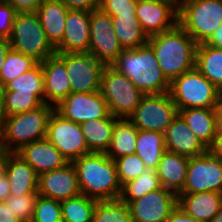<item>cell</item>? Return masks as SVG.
Instances as JSON below:
<instances>
[{
	"label": "cell",
	"mask_w": 222,
	"mask_h": 222,
	"mask_svg": "<svg viewBox=\"0 0 222 222\" xmlns=\"http://www.w3.org/2000/svg\"><path fill=\"white\" fill-rule=\"evenodd\" d=\"M147 43L170 83L195 67L198 44L179 24L170 30L148 37Z\"/></svg>",
	"instance_id": "cell-1"
},
{
	"label": "cell",
	"mask_w": 222,
	"mask_h": 222,
	"mask_svg": "<svg viewBox=\"0 0 222 222\" xmlns=\"http://www.w3.org/2000/svg\"><path fill=\"white\" fill-rule=\"evenodd\" d=\"M81 194L97 201L119 199L121 184L116 163L105 153H89L72 162Z\"/></svg>",
	"instance_id": "cell-2"
},
{
	"label": "cell",
	"mask_w": 222,
	"mask_h": 222,
	"mask_svg": "<svg viewBox=\"0 0 222 222\" xmlns=\"http://www.w3.org/2000/svg\"><path fill=\"white\" fill-rule=\"evenodd\" d=\"M111 66L129 78L144 95L168 93L170 90V82L162 73L148 43L124 49Z\"/></svg>",
	"instance_id": "cell-3"
},
{
	"label": "cell",
	"mask_w": 222,
	"mask_h": 222,
	"mask_svg": "<svg viewBox=\"0 0 222 222\" xmlns=\"http://www.w3.org/2000/svg\"><path fill=\"white\" fill-rule=\"evenodd\" d=\"M55 107L47 103L38 108L0 117V144L12 152L47 135L48 120Z\"/></svg>",
	"instance_id": "cell-4"
},
{
	"label": "cell",
	"mask_w": 222,
	"mask_h": 222,
	"mask_svg": "<svg viewBox=\"0 0 222 222\" xmlns=\"http://www.w3.org/2000/svg\"><path fill=\"white\" fill-rule=\"evenodd\" d=\"M169 93L177 110L218 108L221 92L195 67L170 83Z\"/></svg>",
	"instance_id": "cell-5"
},
{
	"label": "cell",
	"mask_w": 222,
	"mask_h": 222,
	"mask_svg": "<svg viewBox=\"0 0 222 222\" xmlns=\"http://www.w3.org/2000/svg\"><path fill=\"white\" fill-rule=\"evenodd\" d=\"M178 10V24L198 45L222 24V0H183Z\"/></svg>",
	"instance_id": "cell-6"
},
{
	"label": "cell",
	"mask_w": 222,
	"mask_h": 222,
	"mask_svg": "<svg viewBox=\"0 0 222 222\" xmlns=\"http://www.w3.org/2000/svg\"><path fill=\"white\" fill-rule=\"evenodd\" d=\"M7 41L13 50L32 57L38 63L56 54L36 12L17 13Z\"/></svg>",
	"instance_id": "cell-7"
},
{
	"label": "cell",
	"mask_w": 222,
	"mask_h": 222,
	"mask_svg": "<svg viewBox=\"0 0 222 222\" xmlns=\"http://www.w3.org/2000/svg\"><path fill=\"white\" fill-rule=\"evenodd\" d=\"M100 92L107 102L110 114L127 119L144 96L129 78L112 66H105L102 71Z\"/></svg>",
	"instance_id": "cell-8"
},
{
	"label": "cell",
	"mask_w": 222,
	"mask_h": 222,
	"mask_svg": "<svg viewBox=\"0 0 222 222\" xmlns=\"http://www.w3.org/2000/svg\"><path fill=\"white\" fill-rule=\"evenodd\" d=\"M178 115L170 93L144 95L134 113L128 118L138 130L165 133Z\"/></svg>",
	"instance_id": "cell-9"
},
{
	"label": "cell",
	"mask_w": 222,
	"mask_h": 222,
	"mask_svg": "<svg viewBox=\"0 0 222 222\" xmlns=\"http://www.w3.org/2000/svg\"><path fill=\"white\" fill-rule=\"evenodd\" d=\"M205 191L222 193V160L209 150L189 158L184 188L179 194Z\"/></svg>",
	"instance_id": "cell-10"
},
{
	"label": "cell",
	"mask_w": 222,
	"mask_h": 222,
	"mask_svg": "<svg viewBox=\"0 0 222 222\" xmlns=\"http://www.w3.org/2000/svg\"><path fill=\"white\" fill-rule=\"evenodd\" d=\"M123 50L111 16L100 8L90 11L89 53L104 66H111Z\"/></svg>",
	"instance_id": "cell-11"
},
{
	"label": "cell",
	"mask_w": 222,
	"mask_h": 222,
	"mask_svg": "<svg viewBox=\"0 0 222 222\" xmlns=\"http://www.w3.org/2000/svg\"><path fill=\"white\" fill-rule=\"evenodd\" d=\"M46 138L68 162L90 153L80 124L64 119L55 110L48 120Z\"/></svg>",
	"instance_id": "cell-12"
},
{
	"label": "cell",
	"mask_w": 222,
	"mask_h": 222,
	"mask_svg": "<svg viewBox=\"0 0 222 222\" xmlns=\"http://www.w3.org/2000/svg\"><path fill=\"white\" fill-rule=\"evenodd\" d=\"M64 62L72 92L100 90L104 65L87 53H56Z\"/></svg>",
	"instance_id": "cell-13"
},
{
	"label": "cell",
	"mask_w": 222,
	"mask_h": 222,
	"mask_svg": "<svg viewBox=\"0 0 222 222\" xmlns=\"http://www.w3.org/2000/svg\"><path fill=\"white\" fill-rule=\"evenodd\" d=\"M55 111L64 119L78 124L110 115L107 102L102 97L100 90L96 92H71L55 106Z\"/></svg>",
	"instance_id": "cell-14"
},
{
	"label": "cell",
	"mask_w": 222,
	"mask_h": 222,
	"mask_svg": "<svg viewBox=\"0 0 222 222\" xmlns=\"http://www.w3.org/2000/svg\"><path fill=\"white\" fill-rule=\"evenodd\" d=\"M135 14L143 32L150 37L175 27L179 10L166 0H138Z\"/></svg>",
	"instance_id": "cell-15"
},
{
	"label": "cell",
	"mask_w": 222,
	"mask_h": 222,
	"mask_svg": "<svg viewBox=\"0 0 222 222\" xmlns=\"http://www.w3.org/2000/svg\"><path fill=\"white\" fill-rule=\"evenodd\" d=\"M127 205L133 222H165L177 206V195L161 187Z\"/></svg>",
	"instance_id": "cell-16"
},
{
	"label": "cell",
	"mask_w": 222,
	"mask_h": 222,
	"mask_svg": "<svg viewBox=\"0 0 222 222\" xmlns=\"http://www.w3.org/2000/svg\"><path fill=\"white\" fill-rule=\"evenodd\" d=\"M38 194L60 202L80 195L77 173L72 162H68L61 168L40 174Z\"/></svg>",
	"instance_id": "cell-17"
},
{
	"label": "cell",
	"mask_w": 222,
	"mask_h": 222,
	"mask_svg": "<svg viewBox=\"0 0 222 222\" xmlns=\"http://www.w3.org/2000/svg\"><path fill=\"white\" fill-rule=\"evenodd\" d=\"M90 43V11L69 9L64 35L56 53H87Z\"/></svg>",
	"instance_id": "cell-18"
},
{
	"label": "cell",
	"mask_w": 222,
	"mask_h": 222,
	"mask_svg": "<svg viewBox=\"0 0 222 222\" xmlns=\"http://www.w3.org/2000/svg\"><path fill=\"white\" fill-rule=\"evenodd\" d=\"M40 64L44 76L45 103L55 107L72 92L65 62L54 54Z\"/></svg>",
	"instance_id": "cell-19"
},
{
	"label": "cell",
	"mask_w": 222,
	"mask_h": 222,
	"mask_svg": "<svg viewBox=\"0 0 222 222\" xmlns=\"http://www.w3.org/2000/svg\"><path fill=\"white\" fill-rule=\"evenodd\" d=\"M164 138L167 151L189 158L200 156L208 151V148L193 133L179 114L167 127Z\"/></svg>",
	"instance_id": "cell-20"
},
{
	"label": "cell",
	"mask_w": 222,
	"mask_h": 222,
	"mask_svg": "<svg viewBox=\"0 0 222 222\" xmlns=\"http://www.w3.org/2000/svg\"><path fill=\"white\" fill-rule=\"evenodd\" d=\"M40 175L63 167L68 161L60 151L45 137L24 145L16 152Z\"/></svg>",
	"instance_id": "cell-21"
},
{
	"label": "cell",
	"mask_w": 222,
	"mask_h": 222,
	"mask_svg": "<svg viewBox=\"0 0 222 222\" xmlns=\"http://www.w3.org/2000/svg\"><path fill=\"white\" fill-rule=\"evenodd\" d=\"M177 205L189 216L202 222H210L222 208V193L205 191L178 194Z\"/></svg>",
	"instance_id": "cell-22"
},
{
	"label": "cell",
	"mask_w": 222,
	"mask_h": 222,
	"mask_svg": "<svg viewBox=\"0 0 222 222\" xmlns=\"http://www.w3.org/2000/svg\"><path fill=\"white\" fill-rule=\"evenodd\" d=\"M68 11L60 0H42L36 10L46 37L54 48L62 41Z\"/></svg>",
	"instance_id": "cell-23"
},
{
	"label": "cell",
	"mask_w": 222,
	"mask_h": 222,
	"mask_svg": "<svg viewBox=\"0 0 222 222\" xmlns=\"http://www.w3.org/2000/svg\"><path fill=\"white\" fill-rule=\"evenodd\" d=\"M189 157L165 151L156 169L160 184L178 195L184 188Z\"/></svg>",
	"instance_id": "cell-24"
},
{
	"label": "cell",
	"mask_w": 222,
	"mask_h": 222,
	"mask_svg": "<svg viewBox=\"0 0 222 222\" xmlns=\"http://www.w3.org/2000/svg\"><path fill=\"white\" fill-rule=\"evenodd\" d=\"M6 176L10 184L11 195L38 193L39 175L16 152L10 156Z\"/></svg>",
	"instance_id": "cell-25"
},
{
	"label": "cell",
	"mask_w": 222,
	"mask_h": 222,
	"mask_svg": "<svg viewBox=\"0 0 222 222\" xmlns=\"http://www.w3.org/2000/svg\"><path fill=\"white\" fill-rule=\"evenodd\" d=\"M193 133L209 148L214 141L217 126V108H187L178 110Z\"/></svg>",
	"instance_id": "cell-26"
},
{
	"label": "cell",
	"mask_w": 222,
	"mask_h": 222,
	"mask_svg": "<svg viewBox=\"0 0 222 222\" xmlns=\"http://www.w3.org/2000/svg\"><path fill=\"white\" fill-rule=\"evenodd\" d=\"M118 118L108 117L92 119L80 124L90 153H106L111 144L114 123Z\"/></svg>",
	"instance_id": "cell-27"
},
{
	"label": "cell",
	"mask_w": 222,
	"mask_h": 222,
	"mask_svg": "<svg viewBox=\"0 0 222 222\" xmlns=\"http://www.w3.org/2000/svg\"><path fill=\"white\" fill-rule=\"evenodd\" d=\"M138 129L127 118H118L114 123L108 157L115 160L121 156L135 154Z\"/></svg>",
	"instance_id": "cell-28"
},
{
	"label": "cell",
	"mask_w": 222,
	"mask_h": 222,
	"mask_svg": "<svg viewBox=\"0 0 222 222\" xmlns=\"http://www.w3.org/2000/svg\"><path fill=\"white\" fill-rule=\"evenodd\" d=\"M136 151L147 169L156 170L166 151L164 133L151 130H138Z\"/></svg>",
	"instance_id": "cell-29"
},
{
	"label": "cell",
	"mask_w": 222,
	"mask_h": 222,
	"mask_svg": "<svg viewBox=\"0 0 222 222\" xmlns=\"http://www.w3.org/2000/svg\"><path fill=\"white\" fill-rule=\"evenodd\" d=\"M195 68L222 91V49L205 43L197 45Z\"/></svg>",
	"instance_id": "cell-30"
},
{
	"label": "cell",
	"mask_w": 222,
	"mask_h": 222,
	"mask_svg": "<svg viewBox=\"0 0 222 222\" xmlns=\"http://www.w3.org/2000/svg\"><path fill=\"white\" fill-rule=\"evenodd\" d=\"M111 18L114 32L123 49H134L147 43L148 36L143 32L136 14H125Z\"/></svg>",
	"instance_id": "cell-31"
},
{
	"label": "cell",
	"mask_w": 222,
	"mask_h": 222,
	"mask_svg": "<svg viewBox=\"0 0 222 222\" xmlns=\"http://www.w3.org/2000/svg\"><path fill=\"white\" fill-rule=\"evenodd\" d=\"M5 94L39 96L45 102L44 76L40 63L5 85Z\"/></svg>",
	"instance_id": "cell-32"
},
{
	"label": "cell",
	"mask_w": 222,
	"mask_h": 222,
	"mask_svg": "<svg viewBox=\"0 0 222 222\" xmlns=\"http://www.w3.org/2000/svg\"><path fill=\"white\" fill-rule=\"evenodd\" d=\"M161 187L156 170L146 169L139 177L122 185L119 199L128 204Z\"/></svg>",
	"instance_id": "cell-33"
},
{
	"label": "cell",
	"mask_w": 222,
	"mask_h": 222,
	"mask_svg": "<svg viewBox=\"0 0 222 222\" xmlns=\"http://www.w3.org/2000/svg\"><path fill=\"white\" fill-rule=\"evenodd\" d=\"M63 222H92L97 200L84 194L60 202Z\"/></svg>",
	"instance_id": "cell-34"
},
{
	"label": "cell",
	"mask_w": 222,
	"mask_h": 222,
	"mask_svg": "<svg viewBox=\"0 0 222 222\" xmlns=\"http://www.w3.org/2000/svg\"><path fill=\"white\" fill-rule=\"evenodd\" d=\"M92 222H133L128 205L120 199L97 201Z\"/></svg>",
	"instance_id": "cell-35"
},
{
	"label": "cell",
	"mask_w": 222,
	"mask_h": 222,
	"mask_svg": "<svg viewBox=\"0 0 222 222\" xmlns=\"http://www.w3.org/2000/svg\"><path fill=\"white\" fill-rule=\"evenodd\" d=\"M38 62L12 48L8 52L0 73V81L6 85L23 73L31 70Z\"/></svg>",
	"instance_id": "cell-36"
},
{
	"label": "cell",
	"mask_w": 222,
	"mask_h": 222,
	"mask_svg": "<svg viewBox=\"0 0 222 222\" xmlns=\"http://www.w3.org/2000/svg\"><path fill=\"white\" fill-rule=\"evenodd\" d=\"M45 102L39 96H23L15 94H5L0 117L19 114L34 110Z\"/></svg>",
	"instance_id": "cell-37"
},
{
	"label": "cell",
	"mask_w": 222,
	"mask_h": 222,
	"mask_svg": "<svg viewBox=\"0 0 222 222\" xmlns=\"http://www.w3.org/2000/svg\"><path fill=\"white\" fill-rule=\"evenodd\" d=\"M114 161L121 186L130 180L136 179L147 169L142 159L136 154L124 155Z\"/></svg>",
	"instance_id": "cell-38"
},
{
	"label": "cell",
	"mask_w": 222,
	"mask_h": 222,
	"mask_svg": "<svg viewBox=\"0 0 222 222\" xmlns=\"http://www.w3.org/2000/svg\"><path fill=\"white\" fill-rule=\"evenodd\" d=\"M31 222H63L60 201L38 195Z\"/></svg>",
	"instance_id": "cell-39"
},
{
	"label": "cell",
	"mask_w": 222,
	"mask_h": 222,
	"mask_svg": "<svg viewBox=\"0 0 222 222\" xmlns=\"http://www.w3.org/2000/svg\"><path fill=\"white\" fill-rule=\"evenodd\" d=\"M38 193L11 195L5 202L21 222H31Z\"/></svg>",
	"instance_id": "cell-40"
},
{
	"label": "cell",
	"mask_w": 222,
	"mask_h": 222,
	"mask_svg": "<svg viewBox=\"0 0 222 222\" xmlns=\"http://www.w3.org/2000/svg\"><path fill=\"white\" fill-rule=\"evenodd\" d=\"M138 0H101L100 9L110 15L135 14Z\"/></svg>",
	"instance_id": "cell-41"
},
{
	"label": "cell",
	"mask_w": 222,
	"mask_h": 222,
	"mask_svg": "<svg viewBox=\"0 0 222 222\" xmlns=\"http://www.w3.org/2000/svg\"><path fill=\"white\" fill-rule=\"evenodd\" d=\"M17 12L5 1L0 0V40H7Z\"/></svg>",
	"instance_id": "cell-42"
},
{
	"label": "cell",
	"mask_w": 222,
	"mask_h": 222,
	"mask_svg": "<svg viewBox=\"0 0 222 222\" xmlns=\"http://www.w3.org/2000/svg\"><path fill=\"white\" fill-rule=\"evenodd\" d=\"M68 9L92 11L100 7L101 0H60Z\"/></svg>",
	"instance_id": "cell-43"
},
{
	"label": "cell",
	"mask_w": 222,
	"mask_h": 222,
	"mask_svg": "<svg viewBox=\"0 0 222 222\" xmlns=\"http://www.w3.org/2000/svg\"><path fill=\"white\" fill-rule=\"evenodd\" d=\"M8 2L17 13L36 12L42 0H2Z\"/></svg>",
	"instance_id": "cell-44"
},
{
	"label": "cell",
	"mask_w": 222,
	"mask_h": 222,
	"mask_svg": "<svg viewBox=\"0 0 222 222\" xmlns=\"http://www.w3.org/2000/svg\"><path fill=\"white\" fill-rule=\"evenodd\" d=\"M13 153L0 144V184H5L8 161Z\"/></svg>",
	"instance_id": "cell-45"
},
{
	"label": "cell",
	"mask_w": 222,
	"mask_h": 222,
	"mask_svg": "<svg viewBox=\"0 0 222 222\" xmlns=\"http://www.w3.org/2000/svg\"><path fill=\"white\" fill-rule=\"evenodd\" d=\"M165 222H202L185 213L178 205L170 212Z\"/></svg>",
	"instance_id": "cell-46"
},
{
	"label": "cell",
	"mask_w": 222,
	"mask_h": 222,
	"mask_svg": "<svg viewBox=\"0 0 222 222\" xmlns=\"http://www.w3.org/2000/svg\"><path fill=\"white\" fill-rule=\"evenodd\" d=\"M0 222H21L15 215L10 205L6 202H0Z\"/></svg>",
	"instance_id": "cell-47"
},
{
	"label": "cell",
	"mask_w": 222,
	"mask_h": 222,
	"mask_svg": "<svg viewBox=\"0 0 222 222\" xmlns=\"http://www.w3.org/2000/svg\"><path fill=\"white\" fill-rule=\"evenodd\" d=\"M208 150L222 160V132L217 129L213 144Z\"/></svg>",
	"instance_id": "cell-48"
},
{
	"label": "cell",
	"mask_w": 222,
	"mask_h": 222,
	"mask_svg": "<svg viewBox=\"0 0 222 222\" xmlns=\"http://www.w3.org/2000/svg\"><path fill=\"white\" fill-rule=\"evenodd\" d=\"M205 44L222 49V24Z\"/></svg>",
	"instance_id": "cell-49"
},
{
	"label": "cell",
	"mask_w": 222,
	"mask_h": 222,
	"mask_svg": "<svg viewBox=\"0 0 222 222\" xmlns=\"http://www.w3.org/2000/svg\"><path fill=\"white\" fill-rule=\"evenodd\" d=\"M10 49L11 44L7 40H0V73Z\"/></svg>",
	"instance_id": "cell-50"
},
{
	"label": "cell",
	"mask_w": 222,
	"mask_h": 222,
	"mask_svg": "<svg viewBox=\"0 0 222 222\" xmlns=\"http://www.w3.org/2000/svg\"><path fill=\"white\" fill-rule=\"evenodd\" d=\"M10 196V184L6 176L5 184H0V202H5Z\"/></svg>",
	"instance_id": "cell-51"
},
{
	"label": "cell",
	"mask_w": 222,
	"mask_h": 222,
	"mask_svg": "<svg viewBox=\"0 0 222 222\" xmlns=\"http://www.w3.org/2000/svg\"><path fill=\"white\" fill-rule=\"evenodd\" d=\"M217 126L218 130L222 132V103L220 102L219 107L217 108Z\"/></svg>",
	"instance_id": "cell-52"
},
{
	"label": "cell",
	"mask_w": 222,
	"mask_h": 222,
	"mask_svg": "<svg viewBox=\"0 0 222 222\" xmlns=\"http://www.w3.org/2000/svg\"><path fill=\"white\" fill-rule=\"evenodd\" d=\"M5 91H6L5 85L0 81V111L3 105Z\"/></svg>",
	"instance_id": "cell-53"
},
{
	"label": "cell",
	"mask_w": 222,
	"mask_h": 222,
	"mask_svg": "<svg viewBox=\"0 0 222 222\" xmlns=\"http://www.w3.org/2000/svg\"><path fill=\"white\" fill-rule=\"evenodd\" d=\"M210 222H222V208L219 212L212 218Z\"/></svg>",
	"instance_id": "cell-54"
},
{
	"label": "cell",
	"mask_w": 222,
	"mask_h": 222,
	"mask_svg": "<svg viewBox=\"0 0 222 222\" xmlns=\"http://www.w3.org/2000/svg\"><path fill=\"white\" fill-rule=\"evenodd\" d=\"M166 1H169V2L173 3L178 8L180 7L181 3L183 2V0H166Z\"/></svg>",
	"instance_id": "cell-55"
},
{
	"label": "cell",
	"mask_w": 222,
	"mask_h": 222,
	"mask_svg": "<svg viewBox=\"0 0 222 222\" xmlns=\"http://www.w3.org/2000/svg\"><path fill=\"white\" fill-rule=\"evenodd\" d=\"M220 102L222 103V91H221V96H220Z\"/></svg>",
	"instance_id": "cell-56"
}]
</instances>
